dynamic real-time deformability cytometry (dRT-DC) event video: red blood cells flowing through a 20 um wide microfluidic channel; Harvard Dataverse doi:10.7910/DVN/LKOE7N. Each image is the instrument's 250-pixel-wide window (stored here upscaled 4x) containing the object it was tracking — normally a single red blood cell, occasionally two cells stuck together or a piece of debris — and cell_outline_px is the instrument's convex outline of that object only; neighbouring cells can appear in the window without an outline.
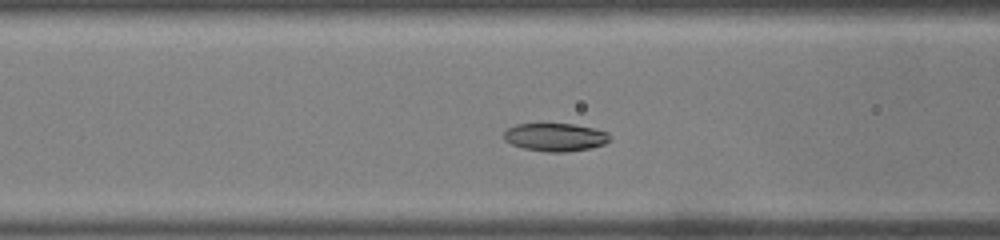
{"species": "common noctule bat (a hibernating species)", "species_latin": "Nyctalus noctula", "temperature_condition": "warm", "stored_images_in_passage": 44, "camera_frame_rate_fps": 3000, "um_per_image_px": 0.085, "animal": {"sex": "male", "body_mass_g": 19.0, "forearm_length_mm": 50.8}, "frame": {"image": 1, "passage_image": 12, "time_ms": 3.667, "image_size_px": [1000, 240], "cell_outline_px": [[612, 140], [604, 144], [592, 148], [568, 152], [548, 152], [524, 148], [512, 144], [504, 140], [504, 132], [508, 128], [516, 124], [572, 124], [592, 128], [608, 132]], "centroid_in_image_um": [47.23, 11.67], "position_along_channel_um": 119.4, "area_um2": 17.34}}
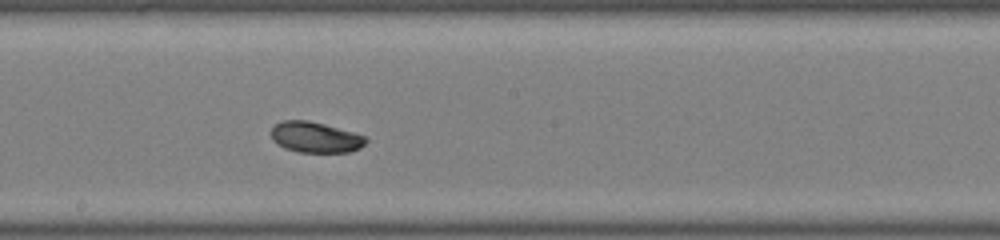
{"frame": {"image": 2, "passage_image": 20, "time_ms": 6.333, "image_size_px": [1000, 240], "cell_outline_px": [[368, 140], [360, 148], [348, 152], [296, 152], [284, 148], [272, 140], [272, 128], [280, 120], [308, 120], [324, 124], [352, 132], [364, 136]], "centroid_in_image_um": [26.78, 11.67], "position_along_channel_um": 221.4, "area_um2": 16.88}}
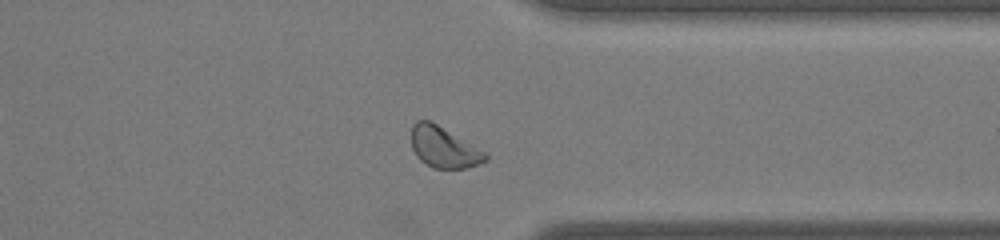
{"frame": {"image": 3, "passage_image": 32, "time_ms": 10.333, "image_size_px": [1000, 240], "cell_outline_px": [[488, 160], [480, 164], [468, 168], [432, 168], [420, 160], [416, 156], [412, 148], [412, 124], [416, 120], [428, 120], [436, 124], [488, 152]], "centroid_in_image_um": [37.75, 12.53], "position_along_channel_um": 373.6, "area_um2": 17.8}, "authors_computed_cell_mechanics": {"area_um2": 17.7735, "velocity_mm_per_s": 3.8432, "shape_relaxation_time_tau1_ms": 1.2414, "shape_relaxation_time_tau2_ms": 5.1089, "deformation_change_tau1": 0.087, "deformation_change_tau2": 0.0798}}